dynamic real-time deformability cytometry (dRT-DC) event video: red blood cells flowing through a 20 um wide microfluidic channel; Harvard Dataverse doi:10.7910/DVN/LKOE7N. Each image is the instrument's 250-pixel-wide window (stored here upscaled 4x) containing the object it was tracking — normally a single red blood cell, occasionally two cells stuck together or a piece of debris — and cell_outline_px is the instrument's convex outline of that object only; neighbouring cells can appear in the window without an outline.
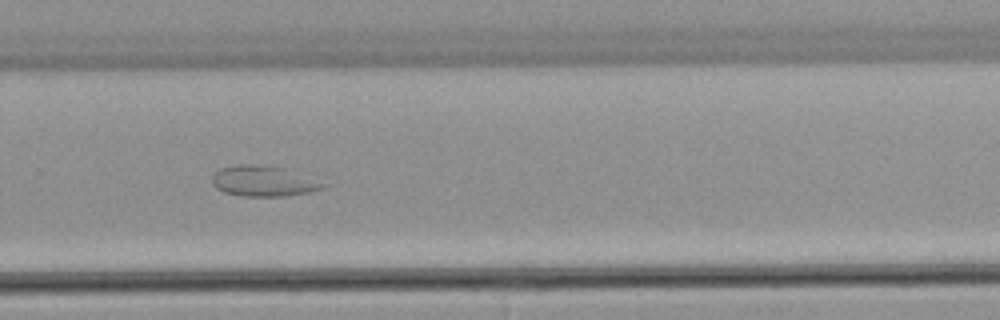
{"species": "common noctule bat (a hibernating species)", "species_latin": "Nyctalus noctula", "temperature_condition": "warm", "stored_images_in_passage": 45, "segment_of_instrument_passage": [1, 2], "camera_frame_rate_fps": 3000, "um_per_image_px": 0.085, "animal": {"sex": "male", "body_mass_g": 21.5, "forearm_length_mm": 52.0}, "frame": {"image": 1, "passage_image": 29, "time_ms": 9.333, "image_size_px": [1000, 320], "cell_outline_px": [[332, 184], [324, 188], [308, 192], [288, 196], [240, 196], [224, 192], [216, 188], [212, 184], [212, 176], [220, 168], [240, 164], [252, 164], [288, 168]], "centroid_in_image_um": [22.47, 15.39], "position_along_channel_um": 307.3, "area_um2": 20.23}}
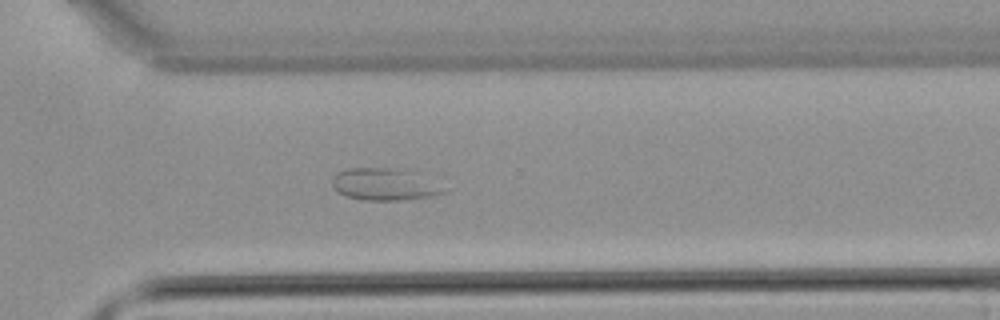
{"frame": {"image": 2, "passage_image": 31, "time_ms": 10.0, "image_size_px": [1000, 320], "cell_outline_px": [[452, 188], [448, 192], [428, 196], [404, 200], [364, 200], [344, 196], [332, 188], [332, 176], [336, 172], [344, 168], [408, 168]], "centroid_in_image_um": [32.75, 15.65], "position_along_channel_um": 337.8, "area_um2": 21.79}}
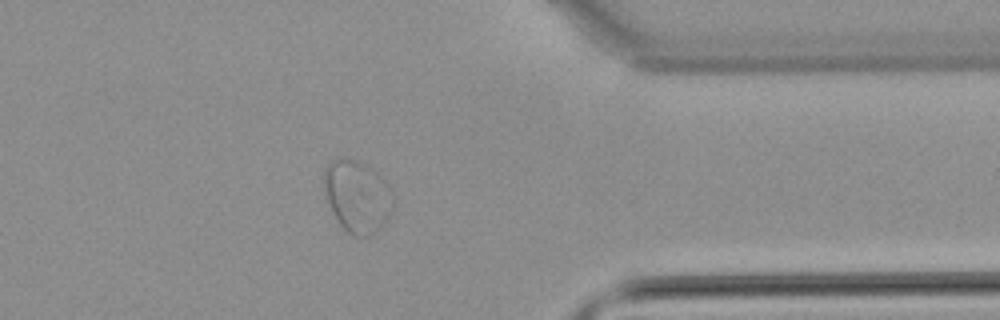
{"frame": {"image": 3, "passage_image": 35, "time_ms": 11.333, "image_size_px": [1000, 320], "cell_outline_px": [[392, 212], [376, 232], [368, 236], [352, 236], [340, 224], [332, 212], [324, 188], [324, 168], [332, 160], [344, 156], [356, 160], [376, 172], [384, 180], [392, 192]], "centroid_in_image_um": [30.35, 16.68], "position_along_channel_um": 381.0, "area_um2": 28.78}}